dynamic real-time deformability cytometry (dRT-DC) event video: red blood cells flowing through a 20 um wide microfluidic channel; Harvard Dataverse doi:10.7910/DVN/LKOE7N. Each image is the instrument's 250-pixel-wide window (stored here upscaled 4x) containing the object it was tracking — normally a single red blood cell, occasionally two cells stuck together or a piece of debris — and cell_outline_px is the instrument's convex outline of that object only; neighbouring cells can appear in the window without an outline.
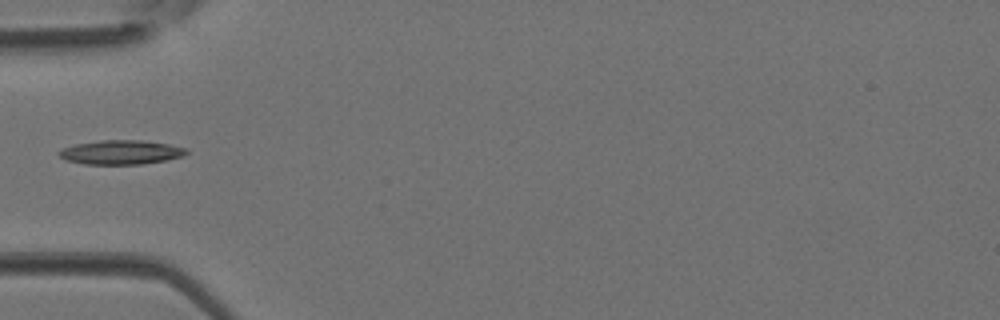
{"species": "Egyptian fruit bat (a non-hibernating species)", "species_latin": "Rousettus aegyptiacus", "temperature_condition": "room temperature", "stored_images_in_passage": 4, "camera_frame_rate_fps": 3000, "um_per_image_px": 0.085, "animal": {"sex": "female"}, "frame": {"image": 1, "passage_image": 4, "time_ms": 1.0, "image_size_px": [1000, 320], "cell_outline_px": [[188, 152], [184, 156], [164, 160], [140, 164], [84, 164], [68, 160], [60, 156], [56, 152], [64, 148], [76, 144], [100, 140], [140, 140], [168, 144], [188, 148]], "centroid_in_image_um": [10.3, 12.94], "position_along_channel_um": 74.7, "area_um2": 17.8}}